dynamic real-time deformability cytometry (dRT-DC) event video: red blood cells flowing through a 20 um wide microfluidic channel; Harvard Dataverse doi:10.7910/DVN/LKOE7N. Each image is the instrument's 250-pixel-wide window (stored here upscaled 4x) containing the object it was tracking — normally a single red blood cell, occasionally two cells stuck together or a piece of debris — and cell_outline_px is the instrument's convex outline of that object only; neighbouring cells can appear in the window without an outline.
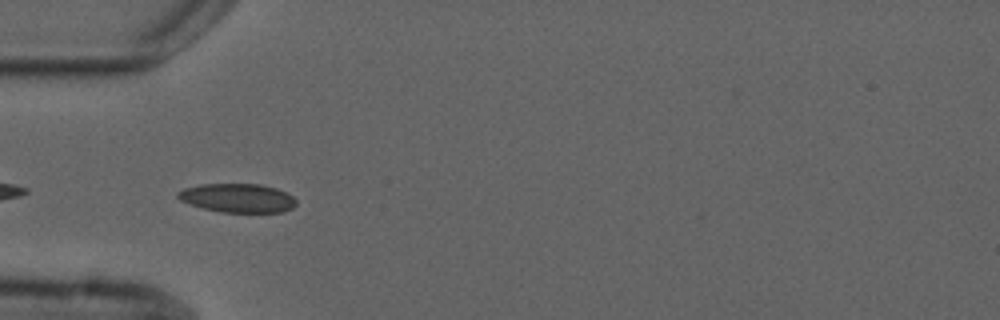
{"species": "common noctule bat (a hibernating species)", "species_latin": "Nyctalus noctula", "temperature_condition": "cold", "stored_images_in_passage": 6, "camera_frame_rate_fps": 3000, "um_per_image_px": 0.085, "animal": {"sex": "male", "forearm_length_mm": 52.5}, "frame": {"image": 1, "passage_image": 5, "time_ms": 4.667, "image_size_px": [1000, 320], "cell_outline_px": [[296, 204], [292, 208], [284, 212], [220, 212], [204, 208], [180, 200], [176, 196], [176, 192], [184, 188], [200, 184], [260, 184], [276, 188], [288, 192], [296, 200]], "centroid_in_image_um": [20.21, 16.82], "position_along_channel_um": 64.8, "area_um2": 19.94}}
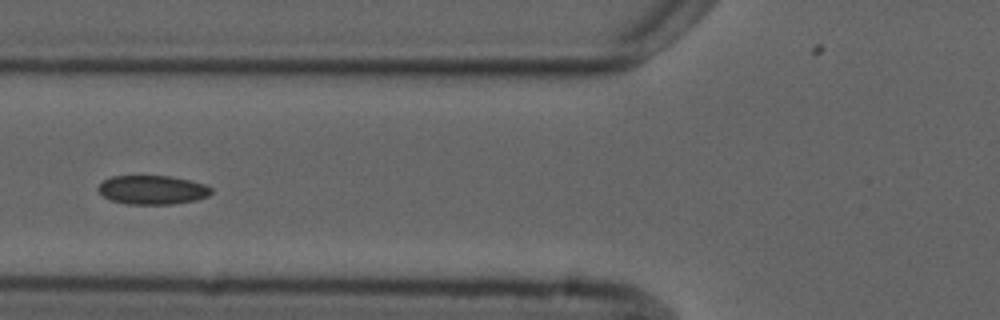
{"frame": {"image": 2, "passage_image": 6, "time_ms": 6.0, "image_size_px": [1000, 320], "cell_outline_px": [[212, 192], [208, 196], [196, 200], [172, 204], [128, 204], [112, 200], [104, 196], [96, 188], [104, 180], [112, 176], [168, 176], [188, 180], [204, 184], [212, 188]], "centroid_in_image_um": [12.96, 16.14], "position_along_channel_um": 112.8, "area_um2": 18.9}}